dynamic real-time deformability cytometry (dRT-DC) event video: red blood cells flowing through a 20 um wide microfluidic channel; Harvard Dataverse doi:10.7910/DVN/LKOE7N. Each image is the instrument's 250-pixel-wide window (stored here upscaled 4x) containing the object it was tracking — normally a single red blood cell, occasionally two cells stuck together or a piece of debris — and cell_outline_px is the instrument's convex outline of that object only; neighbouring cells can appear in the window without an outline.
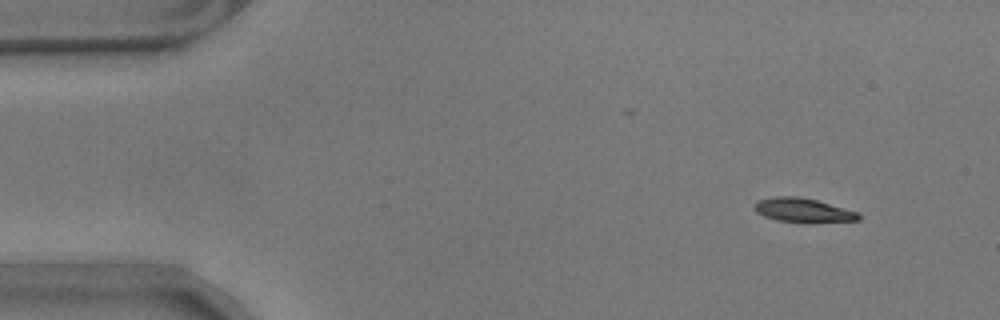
{"species": "common noctule bat (a hibernating species)", "species_latin": "Nyctalus noctula", "temperature_condition": "warm", "stored_images_in_passage": 53, "camera_frame_rate_fps": 3000, "um_per_image_px": 0.085, "animal": {"sex": "male", "body_mass_g": 17.9}, "frame": {"image": 1, "passage_image": 1, "time_ms": 0.0, "image_size_px": [1000, 320], "cell_outline_px": [[860, 220], [804, 224], [776, 220], [764, 216], [756, 212], [752, 208], [756, 200], [772, 196], [800, 196], [816, 200], [860, 212]], "centroid_in_image_um": [68.24, 17.88], "position_along_channel_um": 16.8, "area_um2": 15.26}}
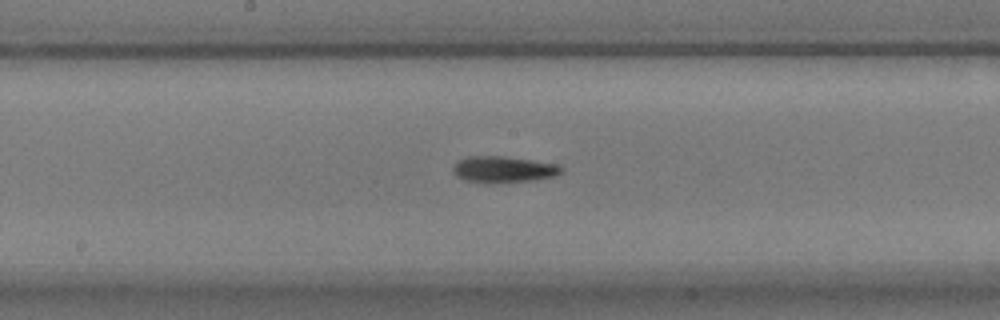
{"frame": {"image": 2, "passage_image": 25, "time_ms": 8.0, "image_size_px": [1000, 320], "cell_outline_px": [[564, 168], [560, 172], [552, 176], [536, 180], [492, 184], [484, 184], [464, 180], [456, 176], [452, 172], [452, 168], [460, 160], [468, 156], [504, 156], [532, 160], [556, 164]], "centroid_in_image_um": [42.75, 14.42], "position_along_channel_um": 205.5, "area_um2": 16.82}}
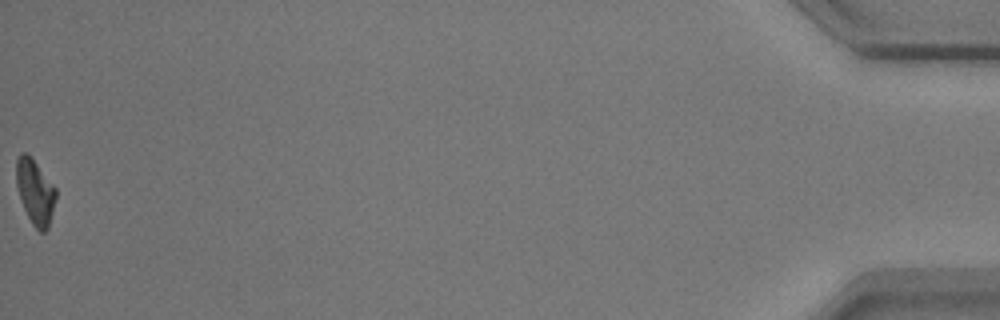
{"frame": {"image": 3, "passage_image": 53, "time_ms": 17.333, "image_size_px": [1000, 320], "cell_outline_px": [[56, 200], [48, 228], [44, 232], [40, 232], [32, 224], [24, 208], [16, 184], [16, 160], [20, 152], [24, 152], [36, 164], [56, 188]], "centroid_in_image_um": [2.99, 16.33], "position_along_channel_um": 432.2, "area_um2": 14.68}, "authors_computed_cell_mechanics": {"area_um2": 15.7794, "velocity_mm_per_s": 3.5279, "shape_relaxation_time_tau1_ms": 3.2029, "shape_relaxation_time_tau2_ms": null, "deformation_change_tau1": 0.167, "deformation_change_tau2": null}}